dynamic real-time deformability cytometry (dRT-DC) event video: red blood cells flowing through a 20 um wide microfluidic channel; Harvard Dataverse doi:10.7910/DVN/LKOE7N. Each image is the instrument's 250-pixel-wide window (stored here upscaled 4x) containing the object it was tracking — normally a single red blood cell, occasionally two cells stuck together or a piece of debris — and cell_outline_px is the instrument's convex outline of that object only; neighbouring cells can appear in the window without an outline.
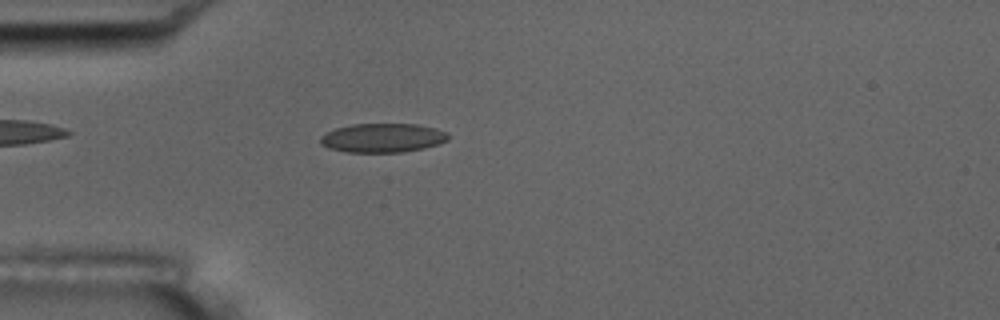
{"species": "common noctule bat (a hibernating species)", "species_latin": "Nyctalus noctula", "temperature_condition": "room temperature", "stored_images_in_passage": 3, "camera_frame_rate_fps": 3000, "um_per_image_px": 0.085, "animal": {"sex": "male", "body_mass_g": 17.5, "forearm_length_mm": 52.3}, "frame": {"image": 1, "passage_image": 3, "time_ms": 0.667, "image_size_px": [1000, 320], "cell_outline_px": [[448, 140], [440, 144], [424, 148], [404, 152], [348, 152], [328, 148], [320, 144], [320, 136], [336, 128], [352, 124], [416, 124], [436, 128], [448, 132]], "centroid_in_image_um": [32.55, 11.72], "position_along_channel_um": 52.5, "area_um2": 21.73}}